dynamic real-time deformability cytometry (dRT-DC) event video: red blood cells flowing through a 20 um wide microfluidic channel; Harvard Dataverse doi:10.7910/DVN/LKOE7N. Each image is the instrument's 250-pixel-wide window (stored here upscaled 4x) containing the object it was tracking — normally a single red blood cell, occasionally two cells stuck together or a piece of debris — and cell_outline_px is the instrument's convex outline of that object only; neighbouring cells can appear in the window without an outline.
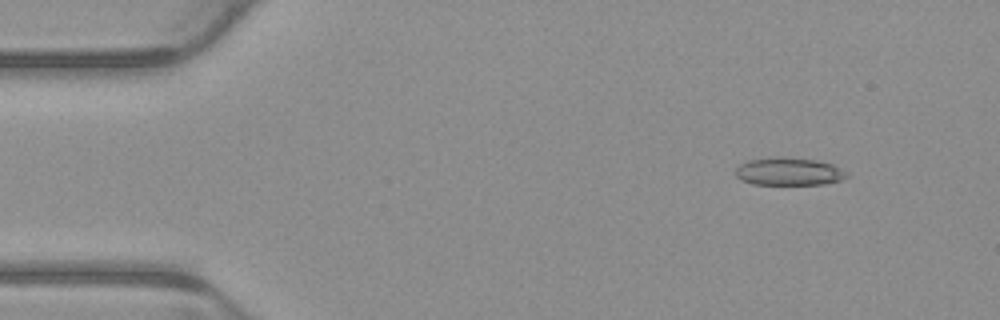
{"species": "common noctule bat (a hibernating species)", "species_latin": "Nyctalus noctula", "temperature_condition": "warm", "stored_images_in_passage": 6, "camera_frame_rate_fps": 3000, "um_per_image_px": 0.085, "animal": {"sex": "male", "body_mass_g": 23.1, "forearm_length_mm": 52.7}, "frame": {"image": 1, "passage_image": 1, "time_ms": 0.0, "image_size_px": [1000, 320], "cell_outline_px": [[848, 176], [844, 180], [824, 184], [752, 184], [736, 176], [736, 168], [740, 164], [748, 160], [772, 156], [784, 156], [816, 160], [832, 164], [848, 172]], "centroid_in_image_um": [67.08, 14.56], "position_along_channel_um": 17.9, "area_um2": 18.21}}
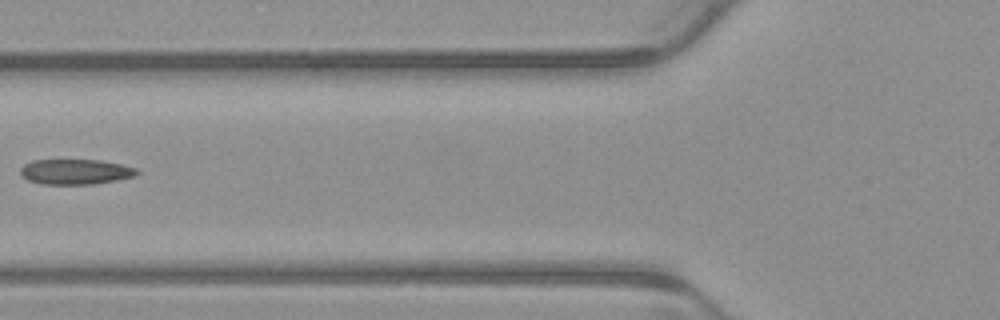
{"frame": {"image": 2, "passage_image": 5, "time_ms": 1.333, "image_size_px": [1000, 320], "cell_outline_px": [[140, 172], [136, 176], [116, 180], [92, 184], [40, 184], [28, 180], [20, 176], [20, 168], [24, 164], [32, 160], [100, 160], [120, 164], [136, 168]], "centroid_in_image_um": [6.39, 14.6], "position_along_channel_um": 119.4, "area_um2": 17.22}}
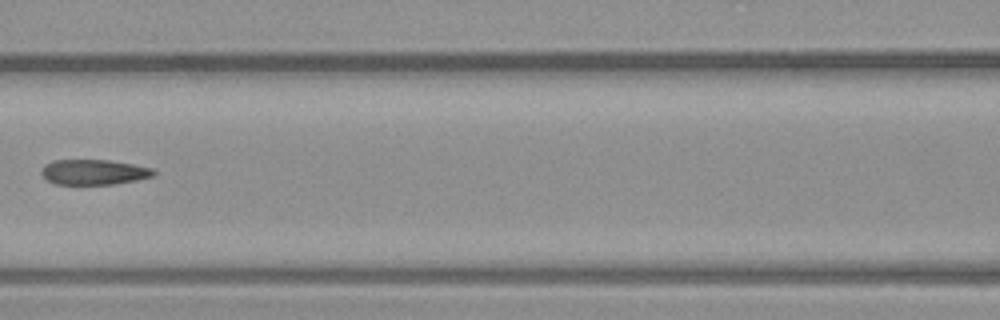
{"frame": {"image": 3, "passage_image": 6, "time_ms": 1.667, "image_size_px": [1000, 320], "cell_outline_px": [[156, 172], [152, 176], [136, 180], [112, 184], [56, 184], [48, 180], [40, 172], [44, 164], [52, 160], [108, 160], [132, 164], [152, 168]], "centroid_in_image_um": [7.95, 14.62], "position_along_channel_um": 158.7, "area_um2": 16.36}}